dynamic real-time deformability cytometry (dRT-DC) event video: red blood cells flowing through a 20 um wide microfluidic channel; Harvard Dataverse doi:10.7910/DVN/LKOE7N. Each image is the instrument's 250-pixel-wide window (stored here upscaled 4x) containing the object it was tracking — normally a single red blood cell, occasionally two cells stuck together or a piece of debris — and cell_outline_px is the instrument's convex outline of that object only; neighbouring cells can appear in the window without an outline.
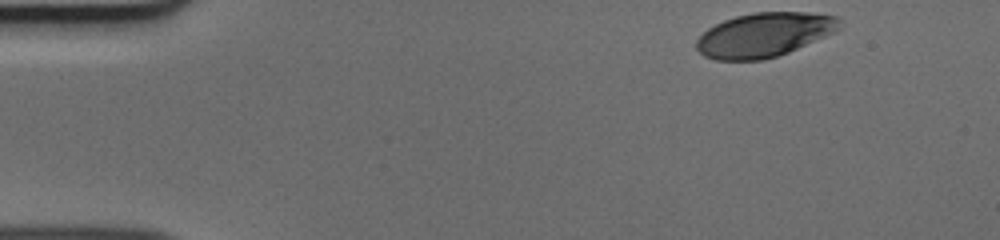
{"species": "human", "species_latin": "Homo sapiens", "temperature_condition": "cold", "stored_images_in_passage": 39, "camera_frame_rate_fps": 3000, "um_per_image_px": 0.085, "donor": {"sex": "male"}, "frame": {"image": 1, "passage_image": 1, "time_ms": 0.0, "image_size_px": [1000, 240], "cell_outline_px": [[840, 28], [824, 36], [788, 52], [764, 60], [716, 60], [704, 56], [696, 48], [696, 40], [708, 28], [724, 20], [736, 16], [752, 12], [808, 12], [836, 16], [840, 20]], "centroid_in_image_um": [64.92, 2.95], "position_along_channel_um": 20.1, "area_um2": 36.59}}
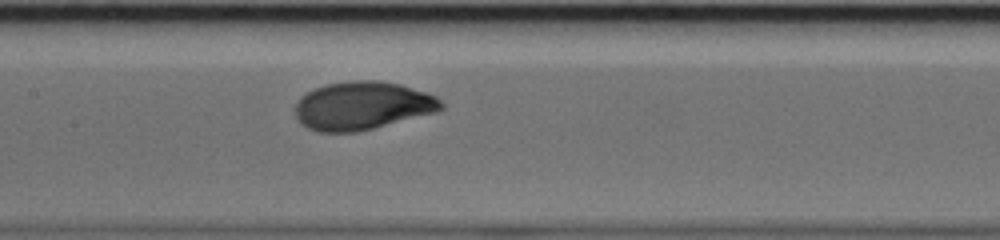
{"frame": {"image": 2, "passage_image": 20, "time_ms": 6.333, "image_size_px": [1000, 240], "cell_outline_px": [[444, 108], [436, 112], [356, 132], [316, 132], [300, 124], [296, 116], [296, 100], [300, 96], [316, 88], [328, 84], [352, 80], [380, 80], [400, 84], [436, 96], [444, 104]], "centroid_in_image_um": [30.78, 8.98], "position_along_channel_um": 176.6, "area_um2": 40.92}}
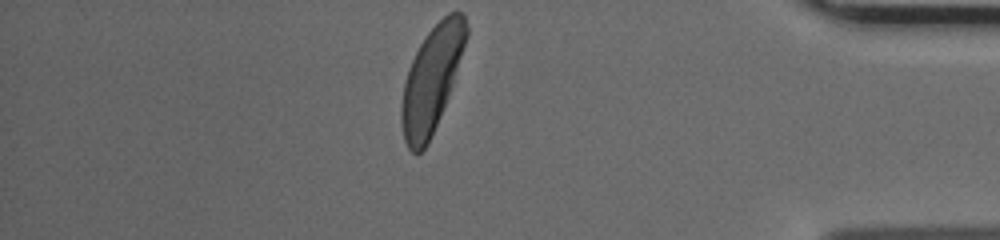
{"frame": {"image": 3, "passage_image": 39, "time_ms": 12.667, "image_size_px": [1000, 240], "cell_outline_px": [[468, 36], [452, 84], [428, 144], [416, 156], [408, 148], [404, 140], [400, 120], [400, 104], [404, 80], [408, 68], [420, 44], [428, 32], [448, 12], [460, 12], [464, 16], [468, 28]], "centroid_in_image_um": [36.65, 6.76], "position_along_channel_um": 398.5, "area_um2": 39.3}}